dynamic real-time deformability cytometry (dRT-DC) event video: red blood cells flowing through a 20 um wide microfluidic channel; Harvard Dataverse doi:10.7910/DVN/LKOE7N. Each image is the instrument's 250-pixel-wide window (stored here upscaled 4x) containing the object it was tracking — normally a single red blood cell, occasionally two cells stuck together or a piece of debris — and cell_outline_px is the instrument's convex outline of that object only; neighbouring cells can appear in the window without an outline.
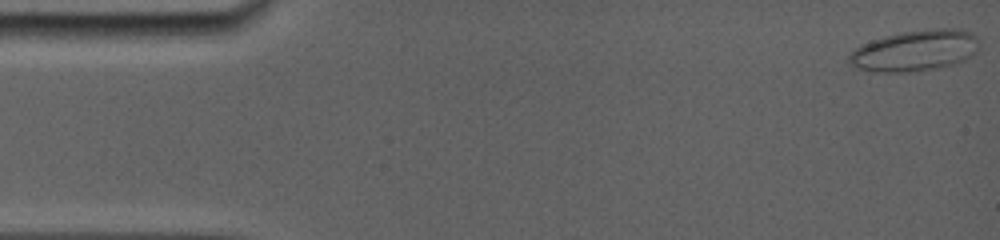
{"species": "common noctule bat (a hibernating species)", "species_latin": "Nyctalus noctula", "temperature_condition": "room temperature", "stored_images_in_passage": 80, "segment_of_instrument_passage": [1, 2], "camera_frame_rate_fps": 5000, "um_per_image_px": 0.085, "animal": {"sex": "female", "body_mass_g": 19.0, "forearm_length_mm": 56.7}, "frame": {"image": 1, "passage_image": 1, "time_ms": 0.0, "image_size_px": [1000, 240], "cell_outline_px": [[980, 48], [972, 56], [956, 64], [936, 68], [912, 72], [880, 72], [860, 68], [848, 64], [848, 56], [860, 44], [884, 36], [904, 32], [936, 28], [964, 28], [972, 32], [980, 40]], "centroid_in_image_um": [77.84, 4.29], "position_along_channel_um": 7.2, "area_um2": 31.5}}
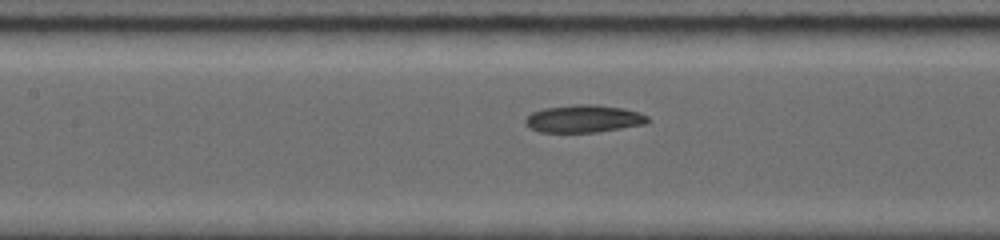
{"frame": {"image": 2, "passage_image": 37, "time_ms": 7.2, "image_size_px": [1000, 240], "cell_outline_px": [[648, 120], [644, 124], [592, 132], [540, 132], [532, 128], [524, 120], [532, 112], [544, 108], [576, 104], [596, 104], [624, 108], [648, 116]], "centroid_in_image_um": [49.59, 10.07], "position_along_channel_um": 157.8, "area_um2": 19.25}}
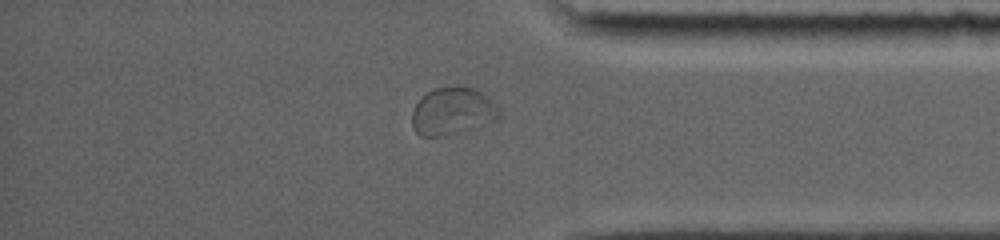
{"frame": {"image": 3, "passage_image": 69, "time_ms": 13.6, "image_size_px": [1000, 240], "cell_outline_px": [[500, 116], [496, 120], [468, 132], [444, 136], [420, 136], [412, 128], [412, 112], [416, 104], [428, 92], [436, 88], [456, 84], [472, 88], [488, 96], [500, 108]], "centroid_in_image_um": [38.5, 9.47], "position_along_channel_um": 396.7, "area_um2": 24.68}}